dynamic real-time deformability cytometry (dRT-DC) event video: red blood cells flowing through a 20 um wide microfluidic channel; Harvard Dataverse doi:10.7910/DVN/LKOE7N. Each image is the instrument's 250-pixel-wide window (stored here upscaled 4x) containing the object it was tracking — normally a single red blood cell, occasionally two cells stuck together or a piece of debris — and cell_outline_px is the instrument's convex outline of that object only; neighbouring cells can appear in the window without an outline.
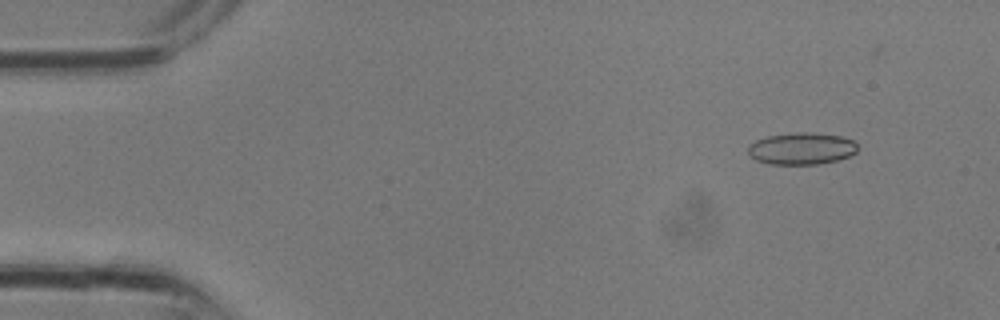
{"species": "common noctule bat (a hibernating species)", "species_latin": "Nyctalus noctula", "temperature_condition": "room temperature", "stored_images_in_passage": 30, "camera_frame_rate_fps": 3000, "um_per_image_px": 0.085, "animal": {"sex": "male", "body_mass_g": 13.3}, "frame": {"image": 1, "passage_image": 3, "time_ms": 0.667, "image_size_px": [1000, 320], "cell_outline_px": [[856, 152], [848, 156], [836, 160], [816, 164], [768, 164], [756, 160], [748, 156], [748, 144], [756, 140], [768, 136], [796, 132], [812, 132], [840, 136], [852, 140], [856, 144]], "centroid_in_image_um": [68.07, 12.62], "position_along_channel_um": 16.9, "area_um2": 20.35}}
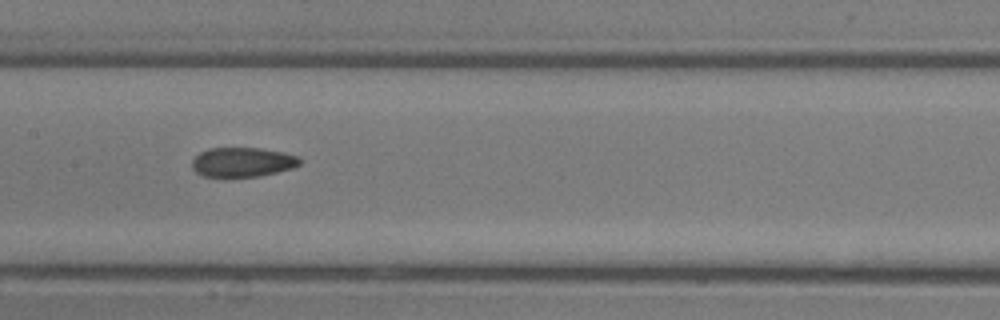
{"frame": {"image": 2, "passage_image": 15, "time_ms": 4.667, "image_size_px": [1000, 320], "cell_outline_px": [[300, 164], [292, 168], [276, 172], [256, 176], [204, 176], [196, 172], [192, 168], [192, 160], [200, 152], [208, 148], [260, 148], [284, 152], [296, 156], [300, 160]], "centroid_in_image_um": [20.59, 13.76], "position_along_channel_um": 186.8, "area_um2": 18.26}}
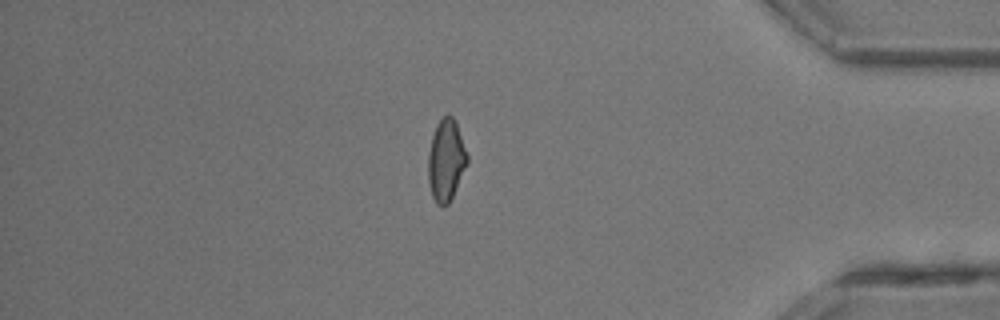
{"frame": {"image": 3, "passage_image": 26, "time_ms": 8.333, "image_size_px": [1000, 320], "cell_outline_px": [[468, 164], [448, 204], [436, 204], [432, 196], [428, 180], [428, 152], [432, 136], [436, 124], [444, 116], [452, 116], [456, 124], [468, 156]], "centroid_in_image_um": [37.9, 13.63], "position_along_channel_um": 397.3, "area_um2": 18.32}}